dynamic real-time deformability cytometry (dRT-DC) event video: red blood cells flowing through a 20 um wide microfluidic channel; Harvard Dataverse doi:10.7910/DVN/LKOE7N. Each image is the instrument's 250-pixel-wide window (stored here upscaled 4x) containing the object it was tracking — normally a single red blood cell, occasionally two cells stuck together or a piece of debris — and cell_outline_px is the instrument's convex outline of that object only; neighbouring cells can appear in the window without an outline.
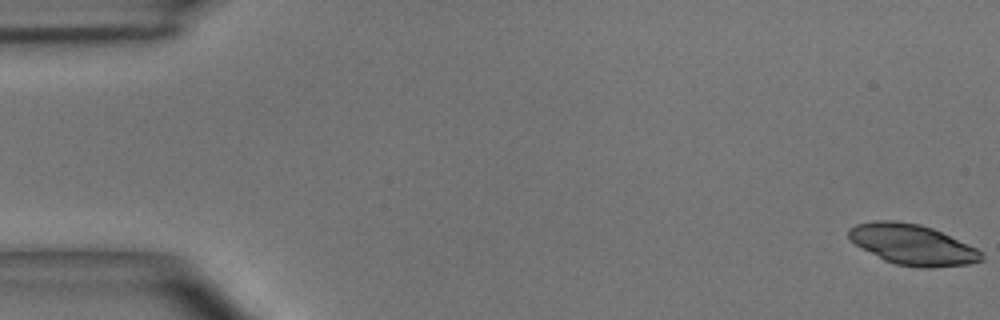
{"species": "common noctule bat (a hibernating species)", "species_latin": "Nyctalus noctula", "temperature_condition": "room temperature", "stored_images_in_passage": 5, "camera_frame_rate_fps": 3000, "um_per_image_px": 0.085, "animal": {"sex": "male", "body_mass_g": 15.6}, "frame": {"image": 1, "passage_image": 1, "time_ms": 0.0, "image_size_px": [1000, 320], "cell_outline_px": [[984, 260], [968, 264], [932, 268], [920, 268], [896, 264], [884, 260], [856, 244], [848, 236], [848, 228], [856, 224], [876, 220], [892, 220], [920, 224], [932, 228], [976, 248], [984, 252]], "centroid_in_image_um": [77.58, 20.79], "position_along_channel_um": 7.4, "area_um2": 31.21}}